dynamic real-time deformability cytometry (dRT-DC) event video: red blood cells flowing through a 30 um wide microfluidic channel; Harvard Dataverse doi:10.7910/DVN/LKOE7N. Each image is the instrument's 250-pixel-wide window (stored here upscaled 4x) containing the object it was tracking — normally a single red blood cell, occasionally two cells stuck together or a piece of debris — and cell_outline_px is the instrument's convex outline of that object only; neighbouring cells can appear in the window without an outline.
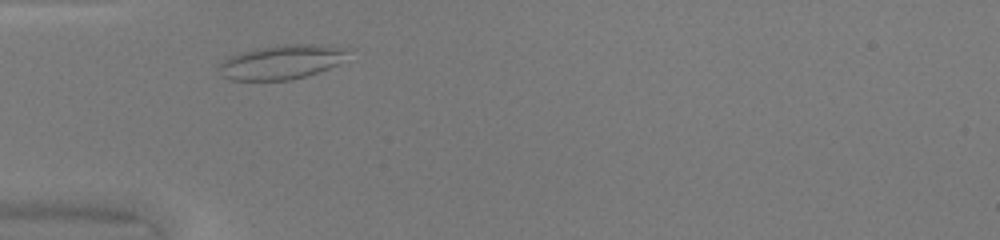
{"species": "common noctule bat (a hibernating species)", "species_latin": "Nyctalus noctula", "temperature_condition": "warm", "stored_images_in_passage": 30, "camera_frame_rate_fps": 3000, "um_per_image_px": 0.085, "animal": {"sex": "female", "body_mass_g": 20.0, "forearm_length_mm": 54.0}, "frame": {"image": 1, "passage_image": 4, "time_ms": 1.0, "image_size_px": [1000, 240], "cell_outline_px": [[352, 48], [336, 64], [328, 68], [304, 76], [288, 80], [232, 80], [224, 76], [216, 68], [224, 56], [256, 48], [280, 44], [316, 44]], "centroid_in_image_um": [23.84, 5.25], "position_along_channel_um": 61.2, "area_um2": 25.84}}
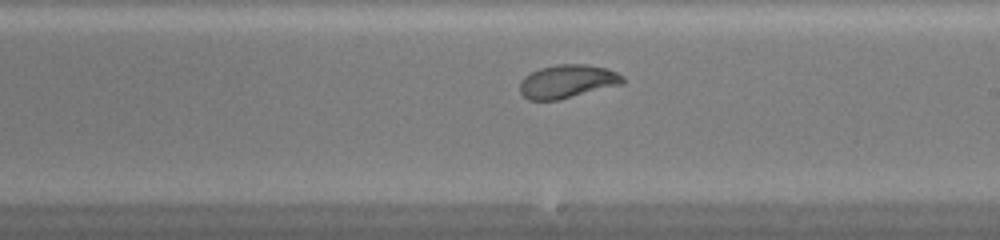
{"frame": {"image": 2, "passage_image": 17, "time_ms": 5.333, "image_size_px": [1000, 240], "cell_outline_px": [[624, 84], [556, 100], [528, 100], [520, 92], [520, 80], [524, 76], [540, 68], [556, 64], [584, 64], [608, 68], [624, 76]], "centroid_in_image_um": [48.23, 6.91], "position_along_channel_um": 240.8, "area_um2": 20.06}}
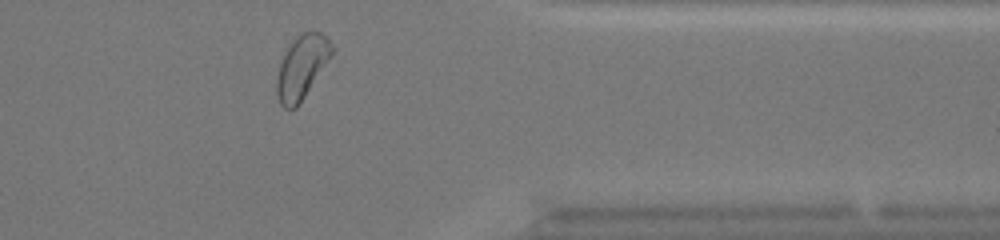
{"frame": {"image": 3, "passage_image": 28, "time_ms": 9.0, "image_size_px": [1000, 240], "cell_outline_px": [[336, 48], [332, 56], [296, 108], [284, 108], [280, 104], [276, 96], [276, 80], [280, 64], [288, 48], [296, 36], [304, 32], [320, 32]], "centroid_in_image_um": [25.66, 5.71], "position_along_channel_um": 385.7, "area_um2": 20.11}, "authors_computed_cell_mechanics": {"area_um2": 20.4323, "velocity_mm_per_s": 4.2631, "shape_relaxation_time_tau1_ms": 5.0995, "shape_relaxation_time_tau2_ms": 1.9416, "deformation_change_tau1": 0.1695, "deformation_change_tau2": 0.0564}}